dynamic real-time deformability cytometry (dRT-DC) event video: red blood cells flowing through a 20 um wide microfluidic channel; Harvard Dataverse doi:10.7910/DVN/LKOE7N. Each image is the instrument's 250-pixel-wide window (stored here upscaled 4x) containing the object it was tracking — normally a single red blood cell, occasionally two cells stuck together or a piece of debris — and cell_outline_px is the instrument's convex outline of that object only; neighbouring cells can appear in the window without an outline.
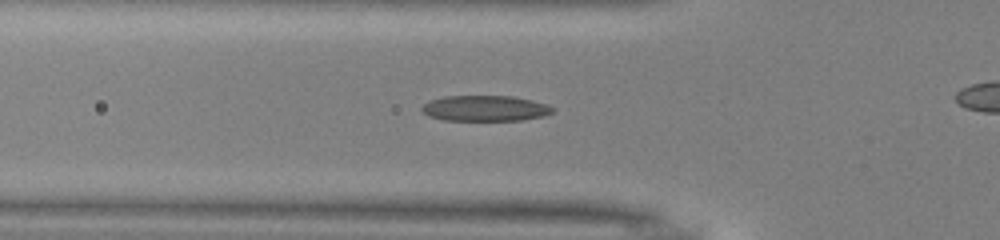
{"species": "common noctule bat (a hibernating species)", "species_latin": "Nyctalus noctula", "temperature_condition": "warm", "stored_images_in_passage": 39, "camera_frame_rate_fps": 3000, "um_per_image_px": 0.085, "animal": {"sex": "male", "body_mass_g": 13.0, "forearm_length_mm": 53.1}, "frame": {"image": 1, "passage_image": 8, "time_ms": 2.333, "image_size_px": [1000, 240], "cell_outline_px": [[556, 108], [552, 112], [544, 116], [520, 120], [444, 120], [428, 116], [420, 108], [424, 104], [432, 100], [444, 96], [512, 96], [532, 100], [548, 104]], "centroid_in_image_um": [41.26, 9.2], "position_along_channel_um": 84.5, "area_um2": 19.54}}
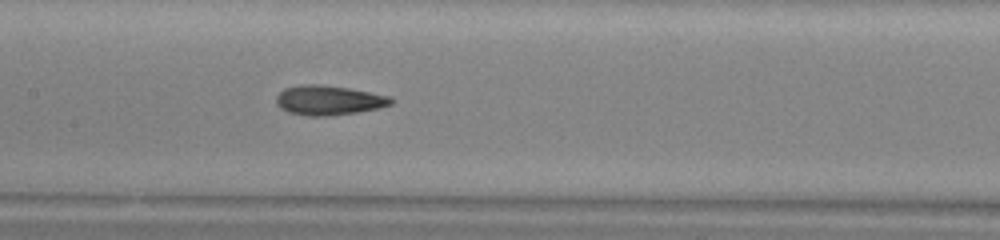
{"frame": {"image": 2, "passage_image": 15, "time_ms": 4.667, "image_size_px": [1000, 240], "cell_outline_px": [[392, 104], [380, 108], [356, 112], [328, 116], [308, 116], [288, 112], [280, 108], [276, 104], [276, 96], [284, 88], [304, 84], [320, 84], [348, 88], [392, 96]], "centroid_in_image_um": [27.93, 8.52], "position_along_channel_um": 179.5, "area_um2": 19.88}}
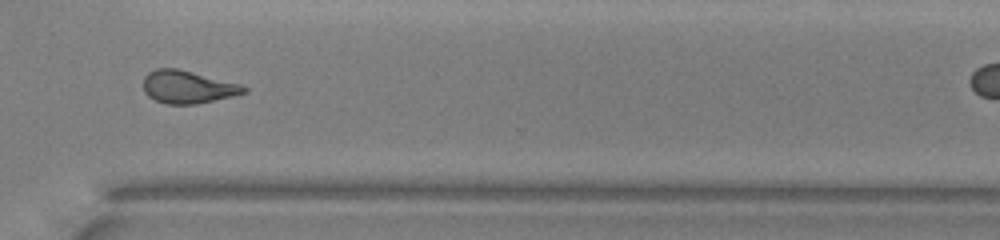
{"frame": {"image": 3, "passage_image": 28, "time_ms": 9.0, "image_size_px": [1000, 240], "cell_outline_px": [[248, 92], [232, 96], [196, 104], [164, 104], [148, 96], [144, 92], [144, 76], [148, 72], [156, 68], [176, 68], [240, 84], [248, 88]], "centroid_in_image_um": [15.94, 7.39], "position_along_channel_um": 354.7, "area_um2": 19.07}, "authors_computed_cell_mechanics": {"area_um2": 19.4208, "velocity_mm_per_s": 4.0457, "shape_relaxation_time_tau1_ms": 5.7673, "shape_relaxation_time_tau2_ms": 2.386, "deformation_change_tau1": 0.1973, "deformation_change_tau2": 0.1162}}